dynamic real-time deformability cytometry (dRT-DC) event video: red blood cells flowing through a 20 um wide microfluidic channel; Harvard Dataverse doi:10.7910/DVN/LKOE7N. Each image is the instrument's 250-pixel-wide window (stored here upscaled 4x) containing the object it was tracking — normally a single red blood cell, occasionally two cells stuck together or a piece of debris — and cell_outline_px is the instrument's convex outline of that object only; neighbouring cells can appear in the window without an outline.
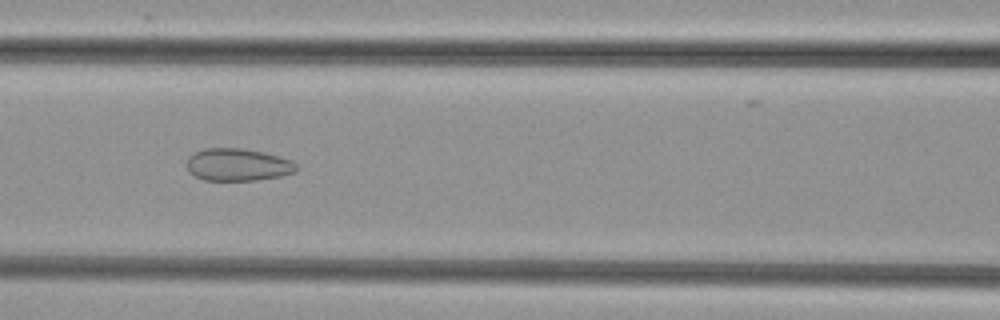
{"species": "common noctule bat (a hibernating species)", "species_latin": "Nyctalus noctula", "temperature_condition": "cold", "stored_images_in_passage": 52, "camera_frame_rate_fps": 3000, "um_per_image_px": 0.085, "animal": {"sex": "female", "body_mass_g": 29.2, "forearm_length_mm": 56.3}, "frame": {"image": 1, "passage_image": 23, "time_ms": 7.333, "image_size_px": [1000, 320], "cell_outline_px": [[296, 172], [280, 176], [256, 180], [204, 180], [188, 172], [188, 156], [204, 148], [244, 148], [264, 152], [292, 160], [296, 164]], "centroid_in_image_um": [20.22, 13.99], "position_along_channel_um": 146.4, "area_um2": 20.69}}
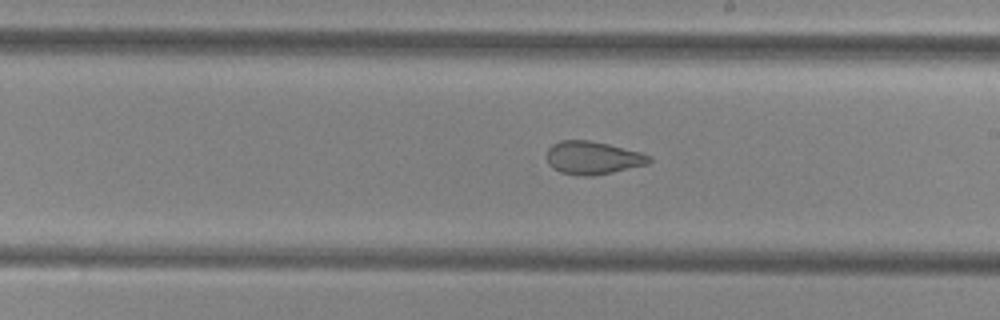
{"frame": {"image": 2, "passage_image": 30, "time_ms": 9.667, "image_size_px": [1000, 320], "cell_outline_px": [[652, 160], [648, 164], [612, 172], [592, 176], [580, 176], [560, 172], [552, 168], [548, 164], [548, 148], [552, 144], [560, 140], [588, 140], [608, 144], [640, 152], [652, 156]], "centroid_in_image_um": [50.38, 13.41], "position_along_channel_um": 238.6, "area_um2": 19.71}}
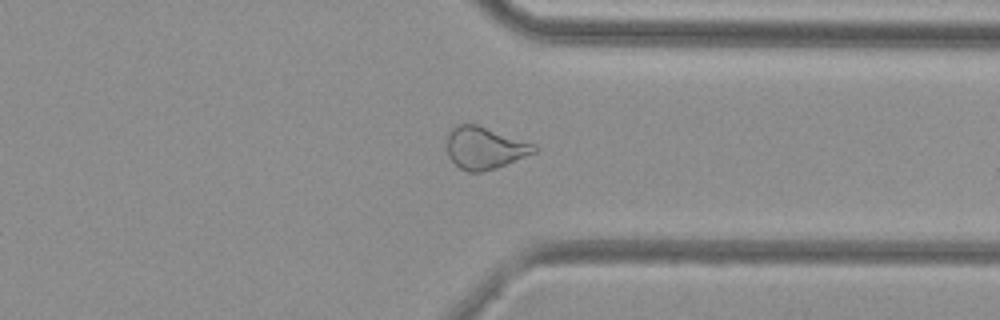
{"frame": {"image": 3, "passage_image": 40, "time_ms": 13.0, "image_size_px": [1000, 320], "cell_outline_px": [[540, 148], [536, 152], [496, 168], [480, 172], [468, 172], [460, 168], [448, 156], [448, 132], [456, 124], [476, 124], [536, 144]], "centroid_in_image_um": [41.22, 12.57], "position_along_channel_um": 370.2, "area_um2": 21.39}}